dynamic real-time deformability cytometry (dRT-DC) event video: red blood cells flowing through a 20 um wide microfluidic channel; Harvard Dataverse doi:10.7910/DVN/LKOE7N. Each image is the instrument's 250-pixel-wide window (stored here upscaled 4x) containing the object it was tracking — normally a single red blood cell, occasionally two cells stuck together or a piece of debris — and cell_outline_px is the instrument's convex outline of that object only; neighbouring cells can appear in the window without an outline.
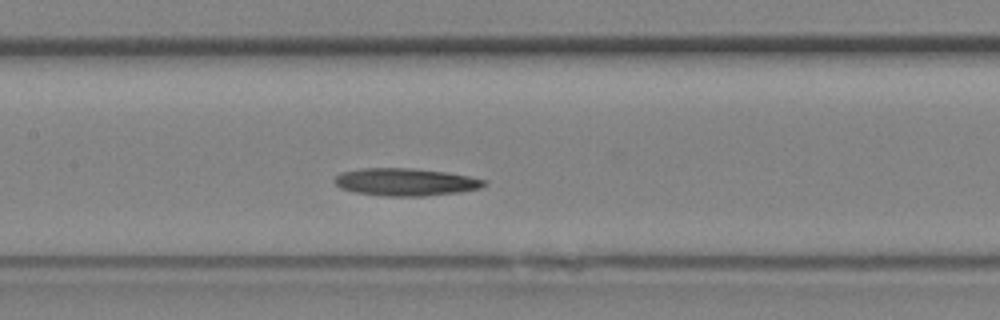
{"species": "Egyptian fruit bat (a non-hibernating species)", "species_latin": "Rousettus aegyptiacus", "temperature_condition": "room temperature", "stored_images_in_passage": 15, "camera_frame_rate_fps": 3000, "um_per_image_px": 0.085, "animal": {"sex": "female"}, "frame": {"image": 1, "passage_image": 9, "time_ms": 2.667, "image_size_px": [1000, 320], "cell_outline_px": [[488, 184], [480, 188], [460, 192], [424, 196], [388, 196], [356, 192], [340, 188], [336, 184], [336, 176], [340, 172], [360, 168], [408, 168], [448, 172], [488, 180]], "centroid_in_image_um": [34.51, 15.46], "position_along_channel_um": 172.9, "area_um2": 23.99}}